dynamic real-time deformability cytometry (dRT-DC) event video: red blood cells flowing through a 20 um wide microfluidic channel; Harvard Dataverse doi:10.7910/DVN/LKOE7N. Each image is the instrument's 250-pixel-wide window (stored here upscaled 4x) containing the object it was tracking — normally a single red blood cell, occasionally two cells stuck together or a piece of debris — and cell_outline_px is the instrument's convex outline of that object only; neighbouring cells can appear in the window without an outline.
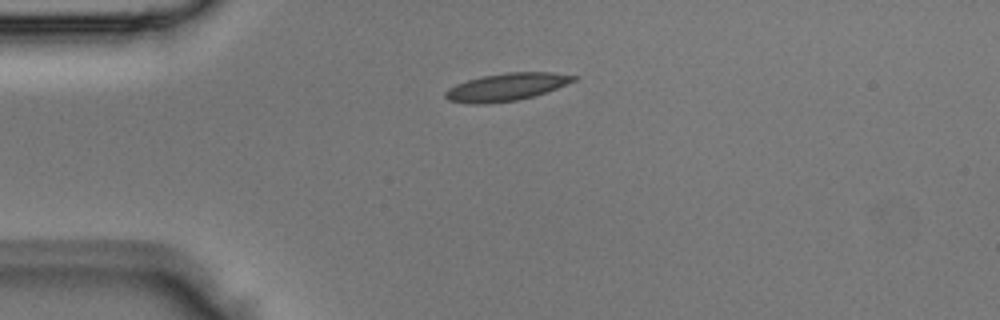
{"species": "Egyptian fruit bat (a non-hibernating species)", "species_latin": "Rousettus aegyptiacus", "temperature_condition": "room temperature", "stored_images_in_passage": 1, "camera_frame_rate_fps": 3000, "um_per_image_px": 0.085, "animal": {"sex": "male"}, "frame": {"image": 1, "passage_image": 1, "time_ms": 0.0, "image_size_px": [1000, 320], "cell_outline_px": [[580, 76], [576, 80], [556, 88], [532, 96], [516, 100], [484, 104], [472, 104], [448, 100], [444, 96], [444, 92], [448, 88], [456, 84], [480, 76], [504, 72], [552, 72]], "centroid_in_image_um": [43.02, 7.38], "position_along_channel_um": 42.0, "area_um2": 20.58}}